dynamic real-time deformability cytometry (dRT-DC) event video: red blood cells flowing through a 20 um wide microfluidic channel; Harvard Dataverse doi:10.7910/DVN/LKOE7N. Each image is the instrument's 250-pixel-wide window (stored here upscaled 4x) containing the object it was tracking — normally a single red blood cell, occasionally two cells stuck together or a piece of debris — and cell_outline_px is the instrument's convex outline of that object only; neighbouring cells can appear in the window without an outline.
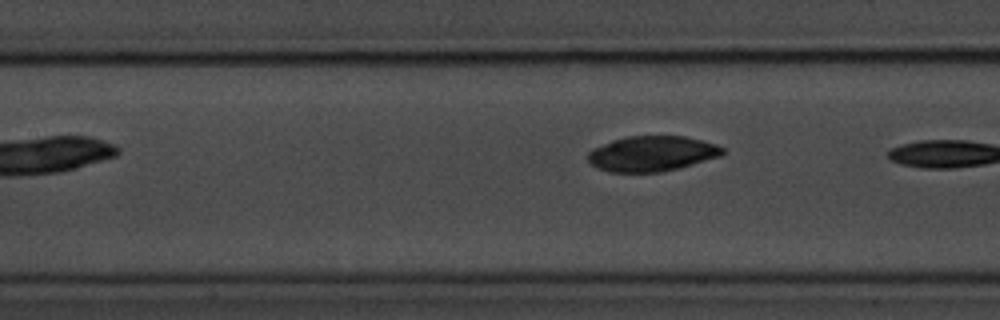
{"species": "common noctule bat (a hibernating species)", "species_latin": "Nyctalus noctula", "temperature_condition": "room temperature", "stored_images_in_passage": 6, "camera_frame_rate_fps": 3000, "um_per_image_px": 0.085, "animal": {"sex": "male", "body_mass_g": 20.1, "forearm_length_mm": 53.5}, "frame": {"image": 1, "passage_image": 6, "time_ms": 6.667, "image_size_px": [1000, 320], "cell_outline_px": [[724, 152], [720, 156], [680, 168], [660, 172], [608, 172], [596, 168], [588, 160], [588, 152], [592, 148], [612, 140], [628, 136], [684, 136], [716, 144], [724, 148]], "centroid_in_image_um": [55.39, 13.06], "position_along_channel_um": 152.0, "area_um2": 27.74}}